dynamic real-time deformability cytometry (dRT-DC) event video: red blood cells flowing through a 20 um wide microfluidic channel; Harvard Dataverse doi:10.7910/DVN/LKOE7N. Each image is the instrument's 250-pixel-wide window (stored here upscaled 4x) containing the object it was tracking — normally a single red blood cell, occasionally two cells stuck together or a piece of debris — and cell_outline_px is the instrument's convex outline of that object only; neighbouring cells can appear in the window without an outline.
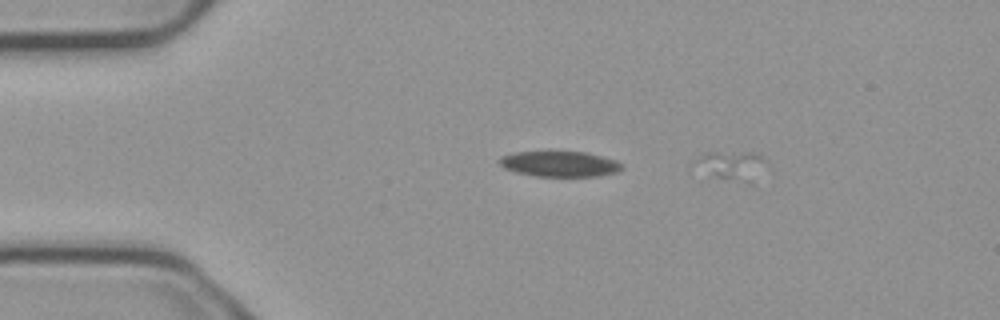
{"species": "common noctule bat (a hibernating species)", "species_latin": "Nyctalus noctula", "temperature_condition": "cold", "stored_images_in_passage": 2, "camera_frame_rate_fps": 3000, "um_per_image_px": 0.085, "animal": {"sex": "male", "body_mass_g": 23.1, "forearm_length_mm": 52.7}, "frame": {"image": 1, "passage_image": 1, "time_ms": 0.0, "image_size_px": [1000, 320], "cell_outline_px": [[772, 168], [732, 176], [708, 176], [688, 172], [692, 160], [708, 152], [756, 152], [764, 156]], "centroid_in_image_um": [61.92, 13.92], "position_along_channel_um": 23.1, "area_um2": 11.56}}